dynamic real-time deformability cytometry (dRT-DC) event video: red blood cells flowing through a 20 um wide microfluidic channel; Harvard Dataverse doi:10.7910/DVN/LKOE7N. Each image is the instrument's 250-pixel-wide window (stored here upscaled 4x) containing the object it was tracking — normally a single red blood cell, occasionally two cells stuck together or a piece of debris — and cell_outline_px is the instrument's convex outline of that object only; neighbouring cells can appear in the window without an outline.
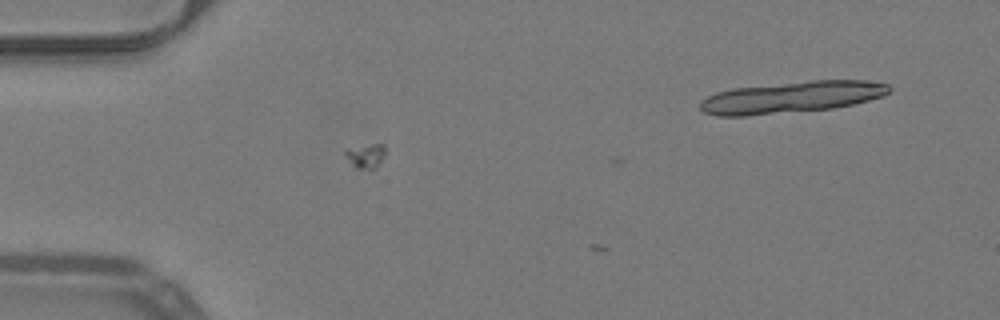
{"species": "common noctule bat (a hibernating species)", "species_latin": "Nyctalus noctula", "temperature_condition": "warm", "stored_images_in_passage": 15, "segment_of_instrument_passage": [1, 2], "camera_frame_rate_fps": 3000, "um_per_image_px": 0.085, "animal": {"sex": "male", "body_mass_g": 19.2, "forearm_length_mm": 51.8}, "frame": {"image": 1, "passage_image": 2, "time_ms": 0.333, "image_size_px": [1000, 320], "cell_outline_px": [[884, 92], [876, 96], [864, 100], [848, 104], [824, 108], [764, 112], [712, 112], [716, 96], [724, 92], [748, 88], [832, 80], [848, 80], [880, 84]], "centroid_in_image_um": [67.66, 8.2], "position_along_channel_um": 17.3, "area_um2": 28.09}}